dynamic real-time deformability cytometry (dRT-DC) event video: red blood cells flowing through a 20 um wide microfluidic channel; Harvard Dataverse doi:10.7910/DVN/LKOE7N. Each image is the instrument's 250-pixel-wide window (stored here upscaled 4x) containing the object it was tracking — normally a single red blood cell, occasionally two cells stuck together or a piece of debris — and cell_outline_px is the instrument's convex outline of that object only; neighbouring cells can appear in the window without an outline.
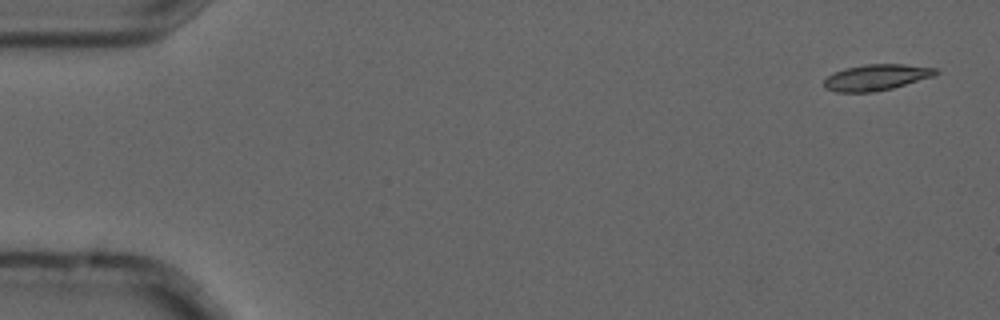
{"species": "common noctule bat (a hibernating species)", "species_latin": "Nyctalus noctula", "temperature_condition": "cold", "stored_images_in_passage": 6, "camera_frame_rate_fps": 3000, "um_per_image_px": 0.085, "animal": {"sex": "male", "forearm_length_mm": 52.5}, "frame": {"image": 1, "passage_image": 1, "time_ms": 0.0, "image_size_px": [1000, 320], "cell_outline_px": [[940, 72], [932, 76], [892, 88], [876, 92], [836, 92], [824, 88], [824, 80], [828, 76], [836, 72], [848, 68], [864, 64], [904, 64], [936, 68]], "centroid_in_image_um": [74.48, 6.58], "position_along_channel_um": 10.5, "area_um2": 16.76}}
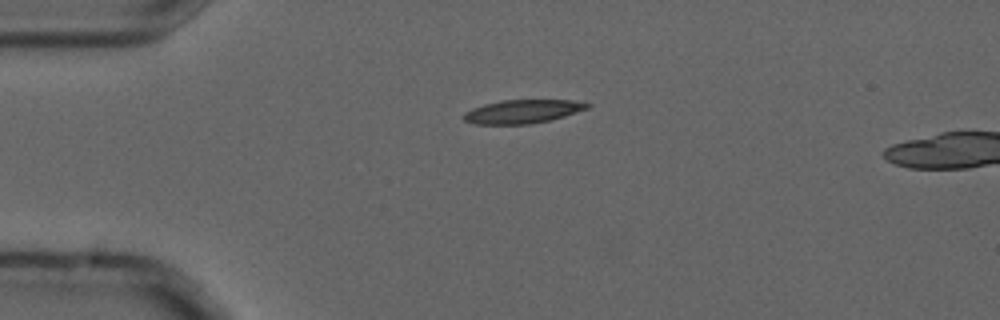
{"frame": {"image": 2, "passage_image": 4, "time_ms": 1.0, "image_size_px": [1000, 320], "cell_outline_px": [[592, 104], [588, 108], [552, 120], [532, 124], [476, 124], [464, 120], [464, 112], [472, 108], [484, 104], [500, 100], [572, 100]], "centroid_in_image_um": [44.42, 9.48], "position_along_channel_um": 40.6, "area_um2": 16.99}}